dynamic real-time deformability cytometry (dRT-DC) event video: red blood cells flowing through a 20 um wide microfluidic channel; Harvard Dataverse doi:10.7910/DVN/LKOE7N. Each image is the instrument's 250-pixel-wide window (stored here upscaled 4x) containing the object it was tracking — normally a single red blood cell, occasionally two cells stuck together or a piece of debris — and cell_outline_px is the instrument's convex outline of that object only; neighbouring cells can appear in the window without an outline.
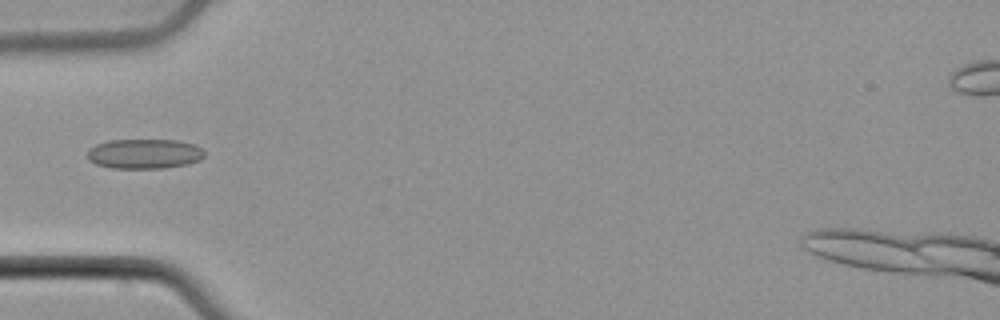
{"species": "common noctule bat (a hibernating species)", "species_latin": "Nyctalus noctula", "temperature_condition": "cold", "stored_images_in_passage": 34, "camera_frame_rate_fps": 3000, "um_per_image_px": 0.085, "animal": {"sex": "male", "body_mass_g": 21.5, "forearm_length_mm": 52.0}, "frame": {"image": 1, "passage_image": 1, "time_ms": 0.0, "image_size_px": [1000, 320], "cell_outline_px": [[204, 156], [200, 160], [188, 164], [164, 168], [112, 168], [96, 164], [88, 160], [88, 148], [96, 144], [108, 140], [176, 140], [192, 144], [200, 148], [204, 152]], "centroid_in_image_um": [12.24, 13.07], "position_along_channel_um": 72.8, "area_um2": 20.35}}
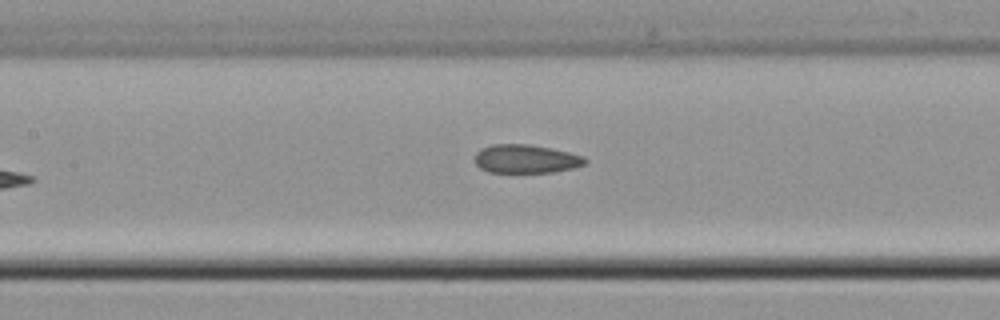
{"frame": {"image": 2, "passage_image": 8, "time_ms": 2.333, "image_size_px": [1000, 320], "cell_outline_px": [[588, 160], [584, 164], [572, 168], [552, 172], [488, 172], [480, 168], [476, 164], [476, 152], [480, 148], [492, 144], [528, 144], [552, 148], [584, 156]], "centroid_in_image_um": [44.69, 13.49], "position_along_channel_um": 162.7, "area_um2": 18.32}}
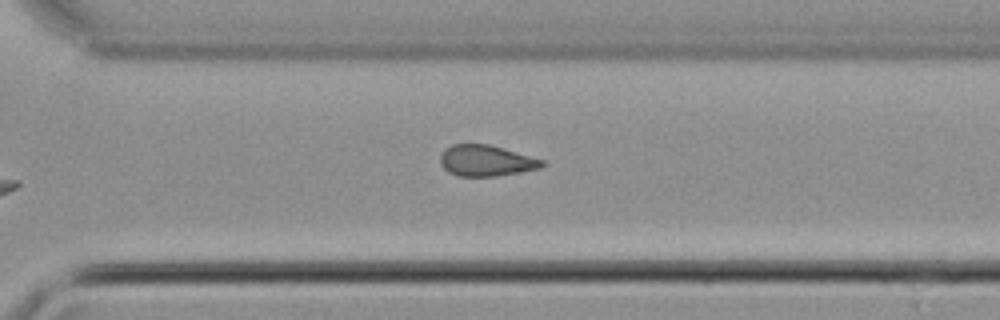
{"frame": {"image": 3, "passage_image": 21, "time_ms": 6.667, "image_size_px": [1000, 320], "cell_outline_px": [[544, 164], [540, 168], [496, 176], [460, 176], [448, 172], [440, 164], [440, 156], [452, 144], [488, 144], [544, 160]], "centroid_in_image_um": [41.3, 13.66], "position_along_channel_um": 329.3, "area_um2": 18.09}}